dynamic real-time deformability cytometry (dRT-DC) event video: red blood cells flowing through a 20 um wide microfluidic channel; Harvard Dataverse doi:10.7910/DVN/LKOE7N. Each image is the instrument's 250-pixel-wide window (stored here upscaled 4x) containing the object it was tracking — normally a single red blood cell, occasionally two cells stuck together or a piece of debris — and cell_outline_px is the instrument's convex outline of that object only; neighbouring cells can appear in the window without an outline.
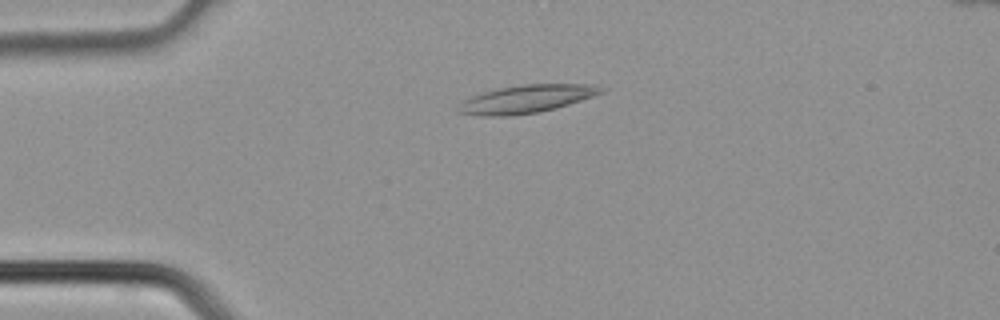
{"species": "common noctule bat (a hibernating species)", "species_latin": "Nyctalus noctula", "temperature_condition": "cold", "stored_images_in_passage": 4, "camera_frame_rate_fps": 3000, "um_per_image_px": 0.085, "animal": {"sex": "male", "body_mass_g": 21.5, "forearm_length_mm": 52.0}, "frame": {"image": 1, "passage_image": 3, "time_ms": 0.667, "image_size_px": [1000, 320], "cell_outline_px": [[608, 88], [604, 92], [556, 108], [536, 112], [512, 116], [480, 116], [456, 112], [456, 108], [464, 100], [472, 96], [484, 92], [500, 88], [520, 84], [592, 84]], "centroid_in_image_um": [44.74, 8.41], "position_along_channel_um": 40.3, "area_um2": 23.24}}